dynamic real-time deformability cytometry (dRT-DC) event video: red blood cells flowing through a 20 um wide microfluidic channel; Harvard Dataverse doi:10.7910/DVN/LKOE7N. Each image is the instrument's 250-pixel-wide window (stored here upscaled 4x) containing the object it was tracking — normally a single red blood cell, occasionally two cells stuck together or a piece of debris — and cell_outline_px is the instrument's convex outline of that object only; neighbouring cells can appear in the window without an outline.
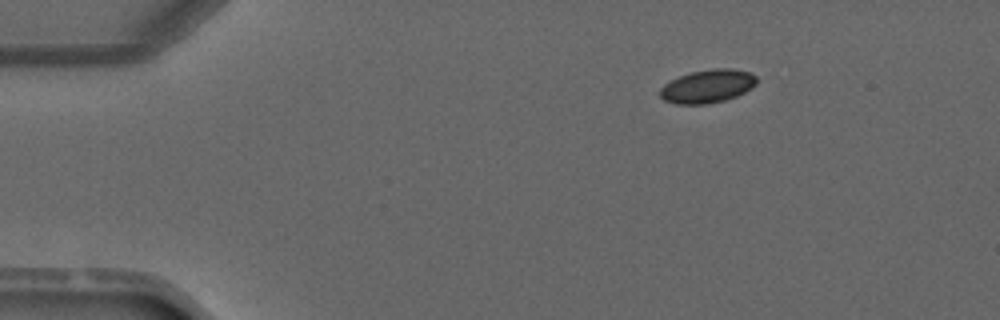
{"species": "common noctule bat (a hibernating species)", "species_latin": "Nyctalus noctula", "temperature_condition": "warm", "stored_images_in_passage": 4, "camera_frame_rate_fps": 3000, "um_per_image_px": 0.085, "animal": {"sex": "male", "forearm_length_mm": 52.5}, "frame": {"image": 1, "passage_image": 4, "time_ms": 3.667, "image_size_px": [1000, 320], "cell_outline_px": [[756, 84], [752, 88], [736, 96], [724, 100], [704, 104], [676, 104], [664, 100], [660, 96], [660, 88], [664, 84], [680, 76], [692, 72], [712, 68], [732, 68], [752, 72], [756, 76]], "centroid_in_image_um": [60.16, 7.32], "position_along_channel_um": 24.8, "area_um2": 18.73}}